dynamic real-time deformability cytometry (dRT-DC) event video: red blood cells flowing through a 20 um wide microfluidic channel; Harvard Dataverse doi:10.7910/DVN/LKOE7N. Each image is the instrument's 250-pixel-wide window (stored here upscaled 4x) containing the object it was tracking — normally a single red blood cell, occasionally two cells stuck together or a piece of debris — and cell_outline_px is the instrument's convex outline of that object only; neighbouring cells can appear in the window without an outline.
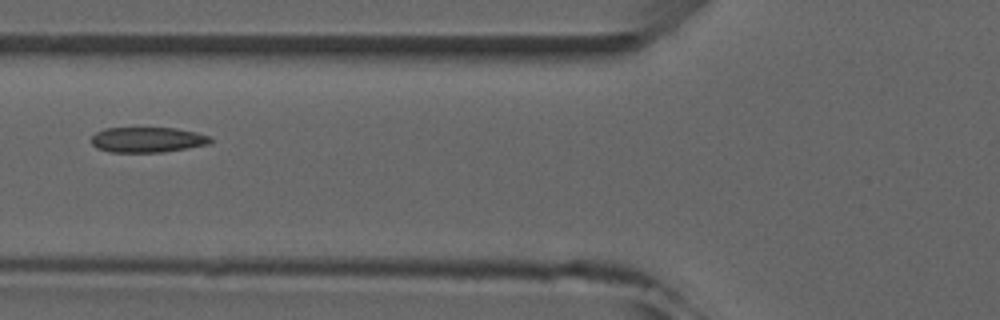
{"species": "common noctule bat (a hibernating species)", "species_latin": "Nyctalus noctula", "temperature_condition": "room temperature", "stored_images_in_passage": 5, "camera_frame_rate_fps": 3000, "um_per_image_px": 0.085, "animal": {"sex": "male", "forearm_length_mm": 52.5}, "frame": {"image": 1, "passage_image": 5, "time_ms": 4.667, "image_size_px": [1000, 320], "cell_outline_px": [[212, 140], [208, 144], [188, 148], [164, 152], [108, 152], [96, 148], [92, 144], [92, 136], [96, 132], [104, 128], [176, 128], [196, 132], [208, 136]], "centroid_in_image_um": [12.5, 11.88], "position_along_channel_um": 113.3, "area_um2": 17.57}}